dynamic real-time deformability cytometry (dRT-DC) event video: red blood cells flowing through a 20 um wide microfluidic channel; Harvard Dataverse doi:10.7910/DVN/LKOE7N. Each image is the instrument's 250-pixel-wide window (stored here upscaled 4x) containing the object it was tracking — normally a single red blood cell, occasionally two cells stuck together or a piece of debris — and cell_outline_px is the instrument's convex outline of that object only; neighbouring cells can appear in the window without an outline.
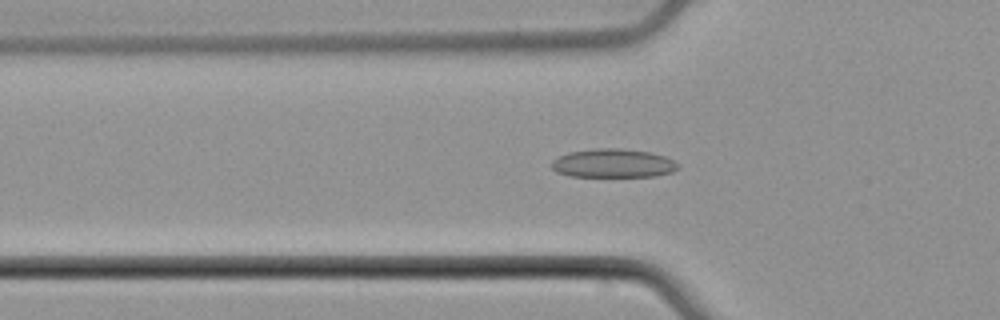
{"species": "common noctule bat (a hibernating species)", "species_latin": "Nyctalus noctula", "temperature_condition": "cold", "stored_images_in_passage": 40, "camera_frame_rate_fps": 3000, "um_per_image_px": 0.085, "animal": {"sex": "male", "body_mass_g": 21.5, "forearm_length_mm": 52.0}, "frame": {"image": 1, "passage_image": 11, "time_ms": 3.333, "image_size_px": [1000, 320], "cell_outline_px": [[680, 168], [672, 172], [656, 176], [568, 176], [556, 172], [552, 168], [552, 160], [568, 152], [596, 148], [620, 148], [648, 152], [664, 156], [680, 164]], "centroid_in_image_um": [52.12, 13.88], "position_along_channel_um": 73.7, "area_um2": 21.15}}
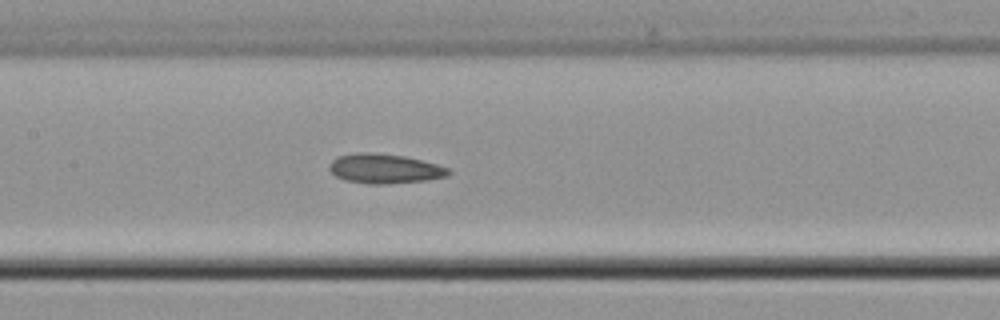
{"frame": {"image": 2, "passage_image": 19, "time_ms": 6.0, "image_size_px": [1000, 320], "cell_outline_px": [[452, 172], [448, 176], [424, 180], [384, 184], [368, 184], [344, 180], [336, 176], [328, 168], [332, 160], [340, 156], [356, 152], [376, 152], [404, 156], [436, 164], [448, 168]], "centroid_in_image_um": [32.68, 14.33], "position_along_channel_um": 174.7, "area_um2": 20.46}}
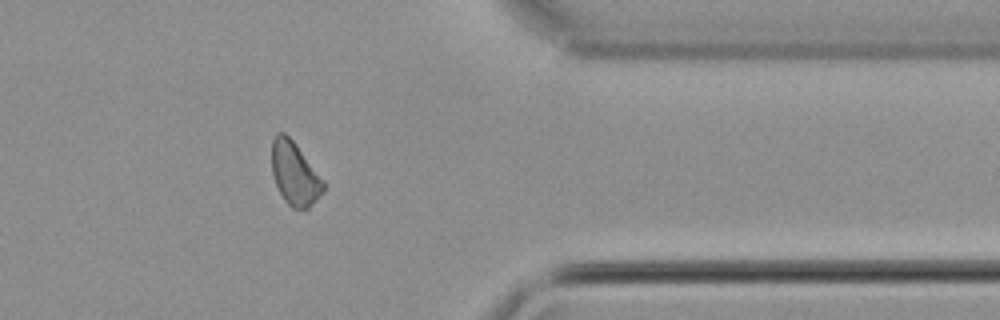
{"frame": {"image": 3, "passage_image": 37, "time_ms": 12.0, "image_size_px": [1000, 320], "cell_outline_px": [[324, 192], [308, 208], [292, 208], [284, 200], [276, 184], [272, 172], [272, 140], [276, 132], [284, 132], [296, 144], [324, 180]], "centroid_in_image_um": [25.05, 14.74], "position_along_channel_um": 386.3, "area_um2": 18.9}, "authors_computed_cell_mechanics": {"area_um2": 20.0855, "velocity_mm_per_s": 3.7909, "shape_relaxation_time_tau1_ms": 8.0882, "shape_relaxation_time_tau2_ms": 3.766, "deformation_change_tau1": 0.0981, "deformation_change_tau2": 0.0658}}